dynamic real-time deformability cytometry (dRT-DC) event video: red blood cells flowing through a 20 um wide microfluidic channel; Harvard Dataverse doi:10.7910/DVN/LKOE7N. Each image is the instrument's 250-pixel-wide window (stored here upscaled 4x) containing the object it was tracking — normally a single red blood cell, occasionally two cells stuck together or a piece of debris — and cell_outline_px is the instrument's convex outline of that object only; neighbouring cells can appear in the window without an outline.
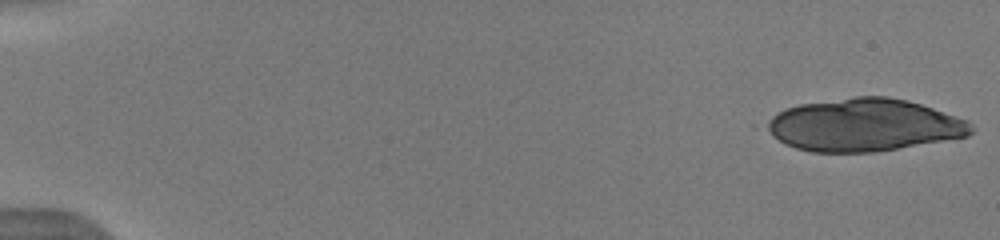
{"species": "human", "species_latin": "Homo sapiens", "temperature_condition": "warm", "stored_images_in_passage": 19, "camera_frame_rate_fps": 3000, "um_per_image_px": 0.085, "donor": {"sex": "male"}, "frame": {"image": 1, "passage_image": 1, "time_ms": 0.0, "image_size_px": [1000, 240], "cell_outline_px": [[972, 132], [968, 136], [872, 152], [812, 152], [796, 148], [784, 144], [772, 136], [760, 124], [776, 112], [784, 108], [800, 104], [856, 96], [888, 96], [908, 100], [968, 120], [972, 124]], "centroid_in_image_um": [73.35, 10.62], "position_along_channel_um": 11.6, "area_um2": 62.77}}